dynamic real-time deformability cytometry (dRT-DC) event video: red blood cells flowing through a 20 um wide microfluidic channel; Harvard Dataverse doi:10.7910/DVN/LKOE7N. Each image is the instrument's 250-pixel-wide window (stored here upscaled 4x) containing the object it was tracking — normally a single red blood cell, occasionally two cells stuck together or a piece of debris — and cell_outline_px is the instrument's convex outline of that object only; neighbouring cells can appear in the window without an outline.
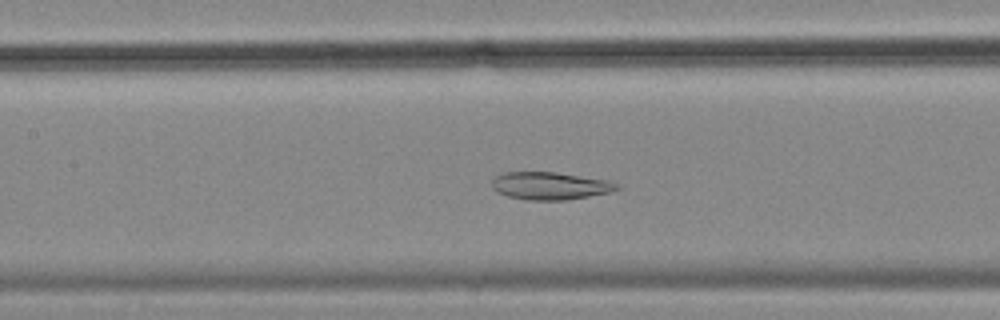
{"species": "common noctule bat (a hibernating species)", "species_latin": "Nyctalus noctula", "temperature_condition": "cold", "stored_images_in_passage": 51, "camera_frame_rate_fps": 3000, "um_per_image_px": 0.085, "animal": {"sex": "female", "body_mass_g": 18.4}, "frame": {"image": 1, "passage_image": 20, "time_ms": 6.333, "image_size_px": [1000, 320], "cell_outline_px": [[620, 188], [608, 192], [568, 200], [524, 200], [508, 196], [496, 192], [492, 188], [492, 180], [496, 176], [504, 172], [552, 172], [608, 180], [620, 184]], "centroid_in_image_um": [46.73, 15.8], "position_along_channel_um": 160.7, "area_um2": 20.06}}
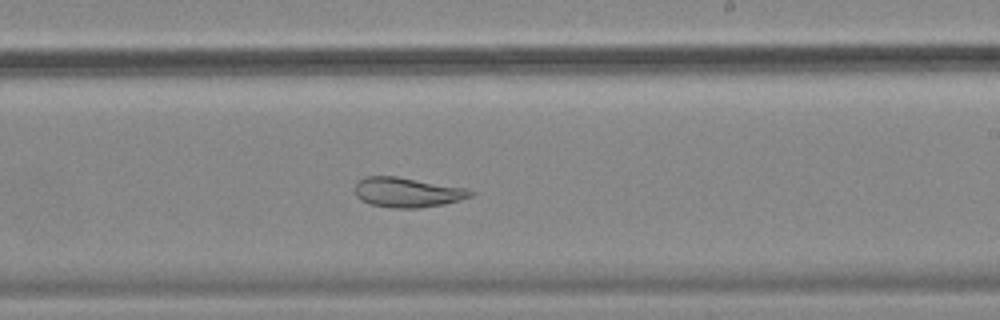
{"frame": {"image": 2, "passage_image": 28, "time_ms": 9.0, "image_size_px": [1000, 320], "cell_outline_px": [[476, 192], [472, 196], [460, 200], [444, 204], [416, 208], [392, 208], [372, 204], [360, 200], [356, 196], [356, 184], [360, 180], [368, 176], [396, 176], [468, 188]], "centroid_in_image_um": [34.67, 16.35], "position_along_channel_um": 254.3, "area_um2": 20.06}}
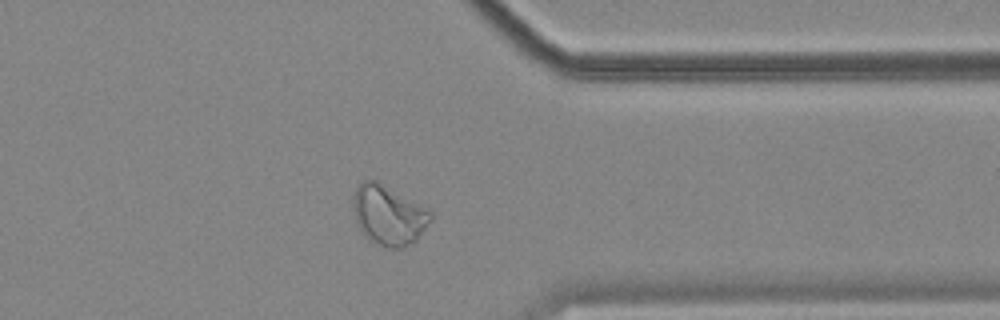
{"frame": {"image": 3, "passage_image": 39, "time_ms": 12.667, "image_size_px": [1000, 320], "cell_outline_px": [[432, 220], [416, 240], [412, 244], [404, 248], [384, 248], [368, 240], [356, 224], [356, 188], [364, 180], [376, 180], [428, 208], [432, 212]], "centroid_in_image_um": [33.09, 18.33], "position_along_channel_um": 378.3, "area_um2": 26.76}, "authors_computed_cell_mechanics": {"area_um2": 26.7614, "velocity_mm_per_s": 3.5382, "shape_relaxation_time_tau1_ms": null, "shape_relaxation_time_tau2_ms": 2.9506, "deformation_change_tau1": null, "deformation_change_tau2": 0.0766}}